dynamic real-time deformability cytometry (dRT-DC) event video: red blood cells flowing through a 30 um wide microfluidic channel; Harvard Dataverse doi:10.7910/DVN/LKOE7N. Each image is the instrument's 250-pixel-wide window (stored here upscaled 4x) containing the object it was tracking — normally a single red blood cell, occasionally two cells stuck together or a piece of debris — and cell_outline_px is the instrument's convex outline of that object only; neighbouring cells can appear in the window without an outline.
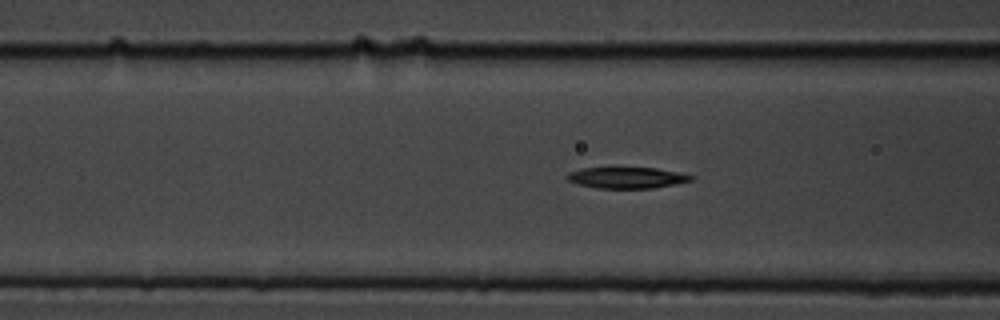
{"species": "common noctule bat (a hibernating species)", "species_latin": "Nyctalus noctula", "temperature_condition": "cold", "stored_images_in_passage": 47, "camera_frame_rate_fps": 3000, "um_per_image_px": 0.085, "animal": {"sex": "male", "body_mass_g": 19.5, "forearm_length_mm": 54.6}, "frame": {"image": 1, "passage_image": 23, "time_ms": 7.333, "image_size_px": [1000, 320], "cell_outline_px": [[692, 180], [652, 188], [596, 188], [576, 184], [568, 180], [564, 176], [568, 172], [580, 168], [616, 164], [656, 168], [676, 172], [692, 176]], "centroid_in_image_um": [53.11, 15.04], "position_along_channel_um": 113.5, "area_um2": 16.18}}
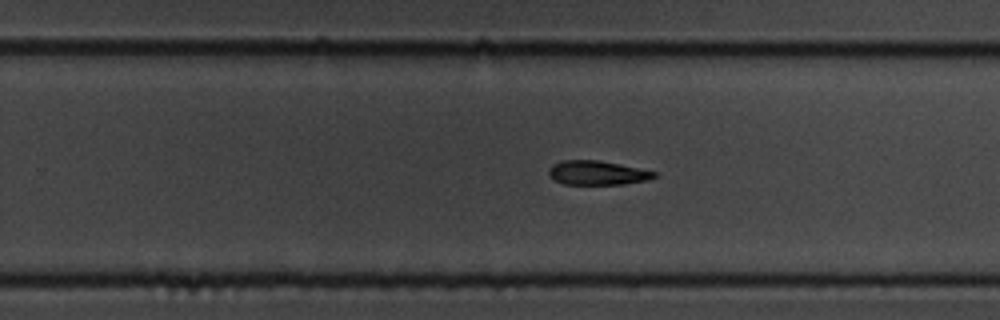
{"frame": {"image": 2, "passage_image": 37, "time_ms": 12.0, "image_size_px": [1000, 320], "cell_outline_px": [[656, 176], [648, 180], [624, 184], [564, 184], [556, 180], [548, 172], [548, 168], [552, 164], [560, 160], [596, 160], [620, 164], [656, 172]], "centroid_in_image_um": [50.75, 14.68], "position_along_channel_um": 279.0, "area_um2": 14.74}}
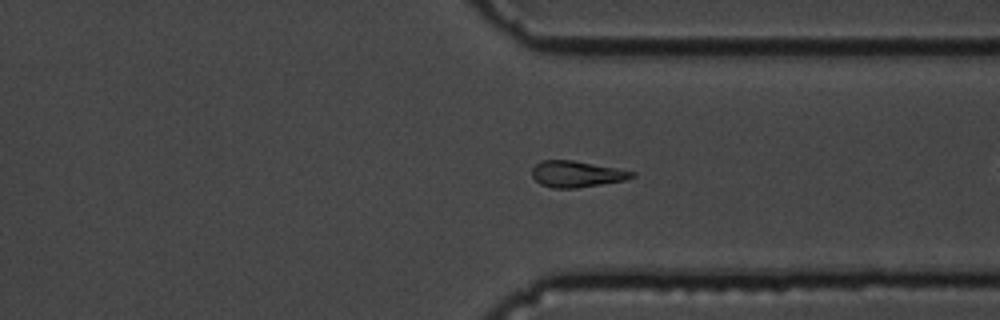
{"frame": {"image": 3, "passage_image": 44, "time_ms": 14.333, "image_size_px": [1000, 320], "cell_outline_px": [[636, 176], [624, 180], [576, 188], [552, 188], [540, 184], [532, 176], [532, 168], [540, 160], [572, 160], [616, 168], [636, 172]], "centroid_in_image_um": [48.99, 14.79], "position_along_channel_um": 362.4, "area_um2": 15.2}}